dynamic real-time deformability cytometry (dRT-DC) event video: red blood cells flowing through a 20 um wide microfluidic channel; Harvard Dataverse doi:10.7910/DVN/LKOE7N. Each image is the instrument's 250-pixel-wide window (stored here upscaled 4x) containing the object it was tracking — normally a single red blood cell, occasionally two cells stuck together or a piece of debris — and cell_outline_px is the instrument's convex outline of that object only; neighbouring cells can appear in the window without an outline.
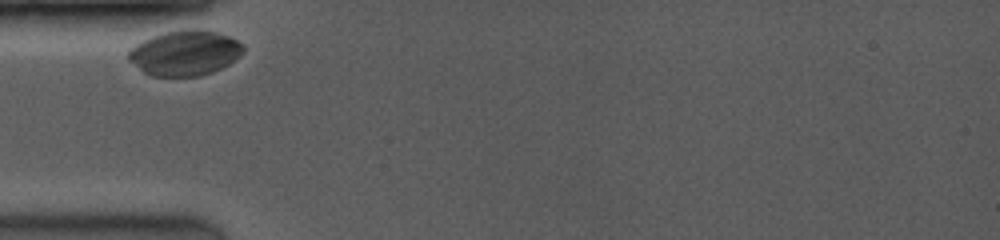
{"species": "common noctule bat (a hibernating species)", "species_latin": "Nyctalus noctula", "temperature_condition": "room temperature", "stored_images_in_passage": 7, "camera_frame_rate_fps": 3500, "um_per_image_px": 0.085, "animal": {"sex": "female", "body_mass_g": 19.0, "forearm_length_mm": 53.3}, "frame": {"image": 1, "passage_image": 1, "time_ms": 0.0, "image_size_px": [1000, 240], "cell_outline_px": [[244, 52], [240, 56], [228, 64], [212, 72], [200, 76], [152, 76], [144, 72], [128, 60], [128, 52], [136, 44], [152, 36], [164, 32], [188, 28], [200, 28], [220, 32], [244, 44]], "centroid_in_image_um": [15.74, 4.48], "position_along_channel_um": 69.3, "area_um2": 30.4}}
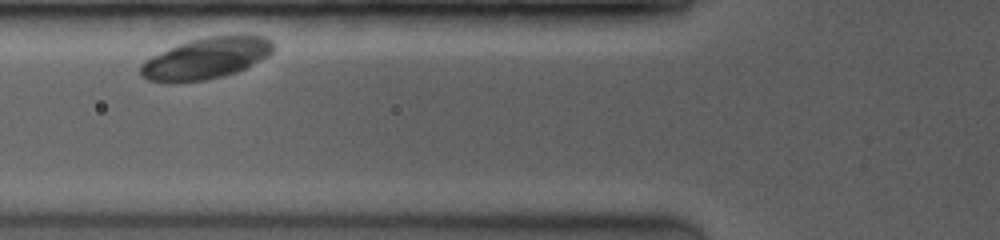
{"frame": {"image": 2, "passage_image": 5, "time_ms": 1.143, "image_size_px": [1000, 240], "cell_outline_px": [[276, 48], [268, 56], [236, 72], [204, 80], [172, 84], [168, 84], [148, 80], [140, 76], [140, 64], [144, 60], [168, 48], [188, 40], [204, 36], [244, 32], [264, 36], [272, 40], [276, 44]], "centroid_in_image_um": [17.55, 4.92], "position_along_channel_um": 108.3, "area_um2": 33.06}}